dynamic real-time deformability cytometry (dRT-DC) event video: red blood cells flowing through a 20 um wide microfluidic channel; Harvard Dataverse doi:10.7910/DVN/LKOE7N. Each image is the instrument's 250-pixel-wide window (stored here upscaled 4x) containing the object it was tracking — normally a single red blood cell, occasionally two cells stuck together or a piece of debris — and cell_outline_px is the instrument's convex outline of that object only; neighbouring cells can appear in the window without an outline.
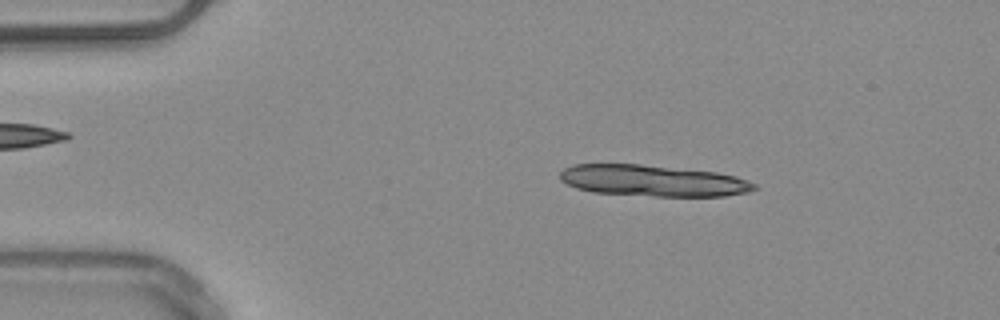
{"species": "common noctule bat (a hibernating species)", "species_latin": "Nyctalus noctula", "temperature_condition": "warm", "stored_images_in_passage": 5, "camera_frame_rate_fps": 3000, "um_per_image_px": 0.085, "animal": {"sex": "male", "body_mass_g": 20.4}, "frame": {"image": 1, "passage_image": 2, "time_ms": 1.0, "image_size_px": [1000, 320], "cell_outline_px": [[756, 188], [748, 192], [724, 196], [656, 196], [592, 192], [576, 188], [560, 180], [560, 172], [564, 168], [572, 164], [640, 164], [716, 172], [736, 176], [748, 180], [756, 184]], "centroid_in_image_um": [55.48, 15.35], "position_along_channel_um": 29.5, "area_um2": 35.43}}
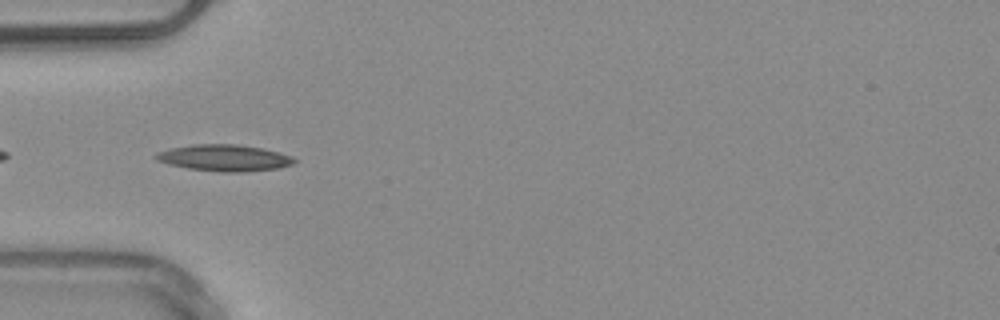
{"frame": {"image": 2, "passage_image": 4, "time_ms": 3.667, "image_size_px": [1000, 320], "cell_outline_px": [[296, 160], [292, 164], [280, 168], [244, 172], [220, 172], [188, 168], [168, 164], [156, 160], [152, 156], [156, 152], [172, 148], [192, 144], [236, 144], [264, 148], [280, 152], [292, 156]], "centroid_in_image_um": [19.06, 13.42], "position_along_channel_um": 65.9, "area_um2": 21.56}}
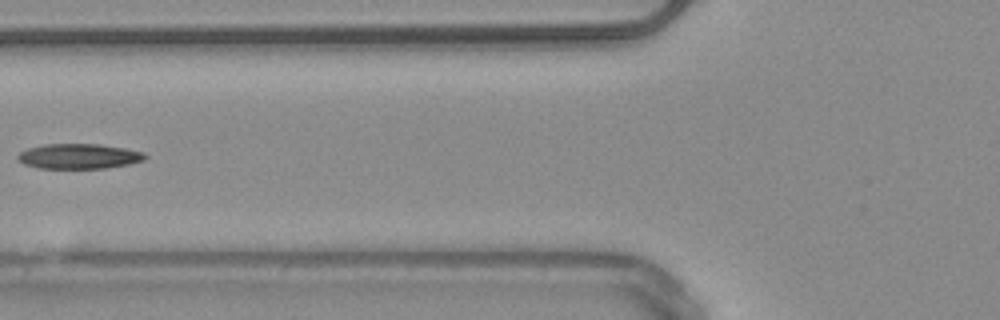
{"frame": {"image": 3, "passage_image": 5, "time_ms": 5.0, "image_size_px": [1000, 320], "cell_outline_px": [[148, 156], [144, 160], [128, 164], [108, 168], [36, 168], [24, 164], [16, 160], [16, 156], [20, 152], [28, 148], [44, 144], [100, 144], [124, 148], [144, 152]], "centroid_in_image_um": [6.68, 13.28], "position_along_channel_um": 119.1, "area_um2": 18.73}}